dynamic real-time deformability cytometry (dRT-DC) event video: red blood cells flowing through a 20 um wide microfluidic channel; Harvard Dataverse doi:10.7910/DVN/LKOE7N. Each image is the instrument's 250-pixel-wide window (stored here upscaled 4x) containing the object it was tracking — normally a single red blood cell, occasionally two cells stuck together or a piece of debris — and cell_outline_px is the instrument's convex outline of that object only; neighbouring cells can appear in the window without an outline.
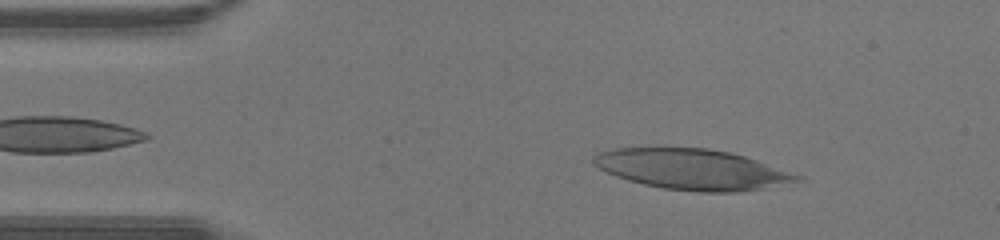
{"species": "human", "species_latin": "Homo sapiens", "temperature_condition": "warm", "stored_images_in_passage": 33, "camera_frame_rate_fps": 3000, "um_per_image_px": 0.085, "donor": {"sex": "male"}, "frame": {"image": 1, "passage_image": 5, "time_ms": 1.333, "image_size_px": [1000, 240], "cell_outline_px": [[804, 176], [800, 180], [760, 188], [736, 192], [696, 192], [664, 188], [644, 184], [628, 180], [616, 176], [592, 164], [592, 156], [608, 148], [708, 148], [728, 152], [744, 156]], "centroid_in_image_um": [58.79, 14.38], "position_along_channel_um": 26.2, "area_um2": 47.57}}
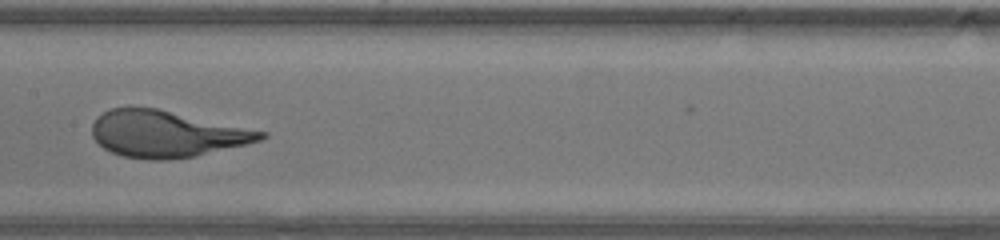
{"frame": {"image": 2, "passage_image": 19, "time_ms": 6.0, "image_size_px": [1000, 240], "cell_outline_px": [[268, 136], [260, 140], [196, 156], [164, 160], [148, 160], [124, 156], [112, 152], [104, 148], [92, 136], [92, 124], [104, 112], [112, 108], [156, 108], [268, 132]], "centroid_in_image_um": [14.16, 11.39], "position_along_channel_um": 193.2, "area_um2": 45.14}}
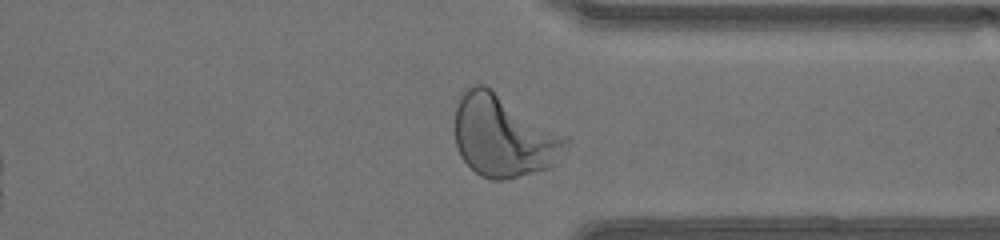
{"frame": {"image": 3, "passage_image": 30, "time_ms": 9.667, "image_size_px": [1000, 240], "cell_outline_px": [[572, 140], [556, 164], [552, 168], [500, 180], [492, 180], [480, 176], [460, 156], [456, 144], [456, 108], [460, 92], [476, 84], [484, 84], [568, 136]], "centroid_in_image_um": [42.84, 11.56], "position_along_channel_um": 368.6, "area_um2": 53.23}}